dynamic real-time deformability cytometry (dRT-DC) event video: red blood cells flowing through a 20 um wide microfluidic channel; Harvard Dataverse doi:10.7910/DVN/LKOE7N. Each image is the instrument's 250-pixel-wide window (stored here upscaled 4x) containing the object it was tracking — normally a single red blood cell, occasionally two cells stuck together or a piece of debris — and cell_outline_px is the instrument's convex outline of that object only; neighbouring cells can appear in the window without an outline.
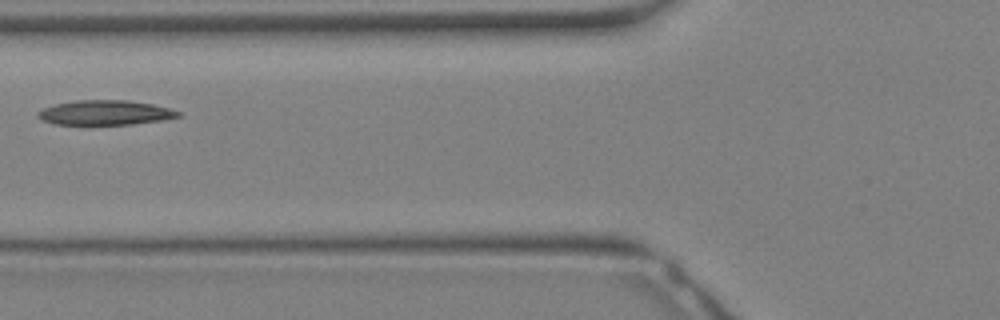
{"species": "Egyptian fruit bat (a non-hibernating species)", "species_latin": "Rousettus aegyptiacus", "temperature_condition": "warm", "stored_images_in_passage": 26, "camera_frame_rate_fps": 3000, "um_per_image_px": 0.085, "animal": {"sex": "female"}, "frame": {"image": 1, "passage_image": 8, "time_ms": 2.333, "image_size_px": [1000, 320], "cell_outline_px": [[180, 116], [160, 120], [132, 124], [56, 124], [44, 120], [36, 116], [36, 112], [44, 108], [56, 104], [76, 100], [128, 100], [152, 104], [168, 108], [180, 112]], "centroid_in_image_um": [8.92, 9.57], "position_along_channel_um": 116.9, "area_um2": 19.88}}
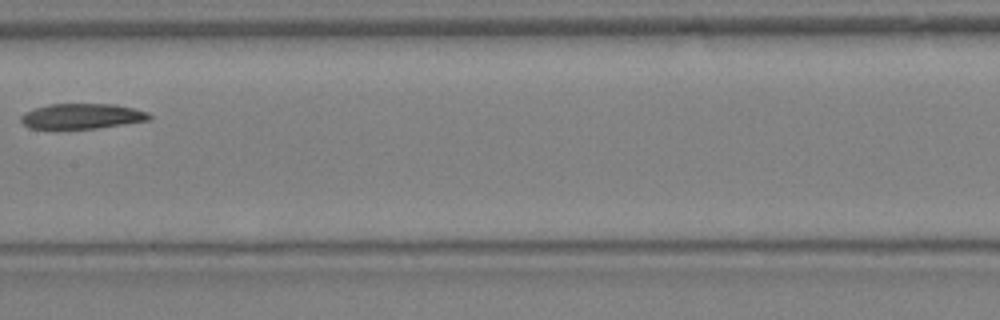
{"frame": {"image": 2, "passage_image": 12, "time_ms": 3.667, "image_size_px": [1000, 320], "cell_outline_px": [[152, 120], [96, 128], [28, 128], [20, 120], [20, 116], [24, 112], [48, 104], [112, 104], [132, 108], [148, 112], [152, 116]], "centroid_in_image_um": [6.98, 9.87], "position_along_channel_um": 200.4, "area_um2": 18.79}}
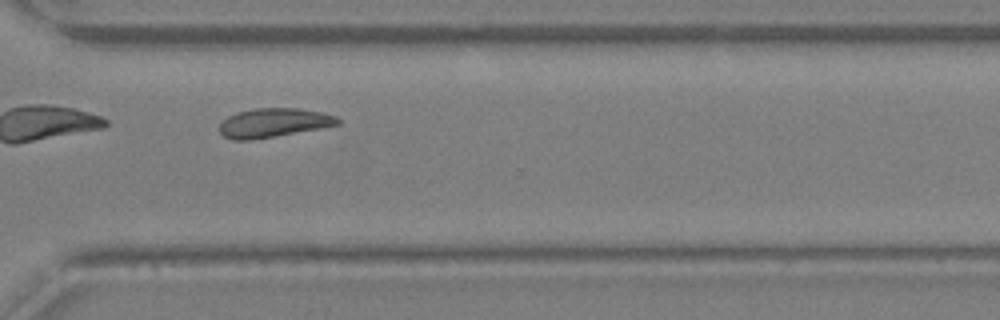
{"frame": {"image": 3, "passage_image": 19, "time_ms": 6.0, "image_size_px": [1000, 320], "cell_outline_px": [[340, 124], [324, 128], [252, 140], [232, 140], [224, 136], [220, 132], [220, 124], [228, 116], [236, 112], [256, 108], [300, 108], [320, 112], [336, 116], [340, 120]], "centroid_in_image_um": [23.27, 10.44], "position_along_channel_um": 347.3, "area_um2": 20.11}}